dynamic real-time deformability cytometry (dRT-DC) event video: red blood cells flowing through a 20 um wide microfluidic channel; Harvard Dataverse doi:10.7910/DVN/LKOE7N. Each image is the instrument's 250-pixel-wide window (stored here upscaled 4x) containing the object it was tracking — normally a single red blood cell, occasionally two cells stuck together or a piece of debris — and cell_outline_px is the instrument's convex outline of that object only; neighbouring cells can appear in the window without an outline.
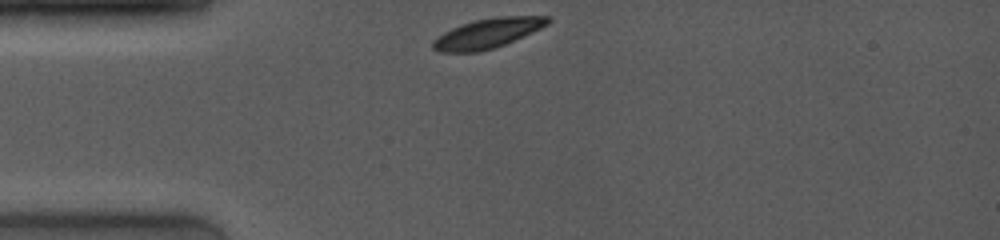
{"species": "common noctule bat (a hibernating species)", "species_latin": "Nyctalus noctula", "temperature_condition": "room temperature", "stored_images_in_passage": 28, "camera_frame_rate_fps": 4000, "um_per_image_px": 0.085, "animal": {"sex": "female", "body_mass_g": 19.0, "forearm_length_mm": 53.3}, "frame": {"image": 1, "passage_image": 1, "time_ms": 0.0, "image_size_px": [1000, 240], "cell_outline_px": [[552, 20], [548, 24], [532, 32], [504, 44], [492, 48], [476, 52], [440, 52], [432, 48], [432, 40], [444, 32], [452, 28], [476, 20], [500, 16], [552, 16]], "centroid_in_image_um": [41.45, 2.82], "position_along_channel_um": 43.5, "area_um2": 19.59}}
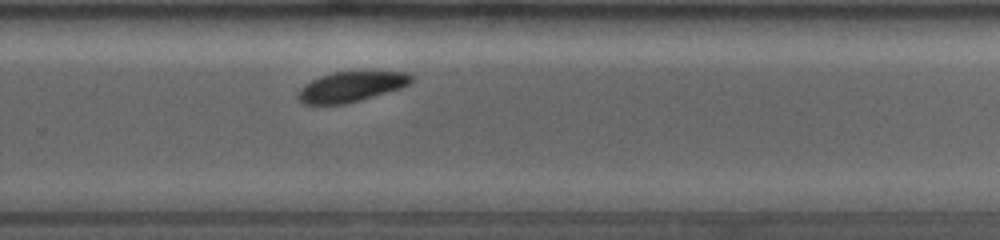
{"frame": {"image": 2, "passage_image": 19, "time_ms": 7.0, "image_size_px": [1000, 240], "cell_outline_px": [[416, 80], [400, 88], [360, 100], [344, 104], [304, 104], [296, 96], [300, 88], [304, 84], [320, 76], [332, 72], [408, 72], [416, 76]], "centroid_in_image_um": [29.86, 7.36], "position_along_channel_um": 299.9, "area_um2": 19.88}}
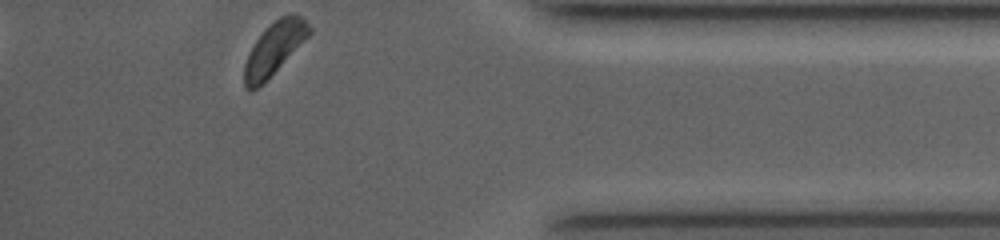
{"frame": {"image": 3, "passage_image": 28, "time_ms": 10.25, "image_size_px": [1000, 240], "cell_outline_px": [[312, 32], [256, 88], [244, 88], [244, 64], [248, 52], [264, 28], [280, 16], [288, 12], [292, 12], [300, 16], [312, 28]], "centroid_in_image_um": [23.3, 4.03], "position_along_channel_um": 411.9, "area_um2": 19.19}, "authors_computed_cell_mechanics": {"area_um2": 20.7791, "velocity_mm_per_s": 3.9704, "shape_relaxation_time_tau1_ms": 1.9235, "shape_relaxation_time_tau2_ms": null, "deformation_change_tau1": 0.1057, "deformation_change_tau2": null}}